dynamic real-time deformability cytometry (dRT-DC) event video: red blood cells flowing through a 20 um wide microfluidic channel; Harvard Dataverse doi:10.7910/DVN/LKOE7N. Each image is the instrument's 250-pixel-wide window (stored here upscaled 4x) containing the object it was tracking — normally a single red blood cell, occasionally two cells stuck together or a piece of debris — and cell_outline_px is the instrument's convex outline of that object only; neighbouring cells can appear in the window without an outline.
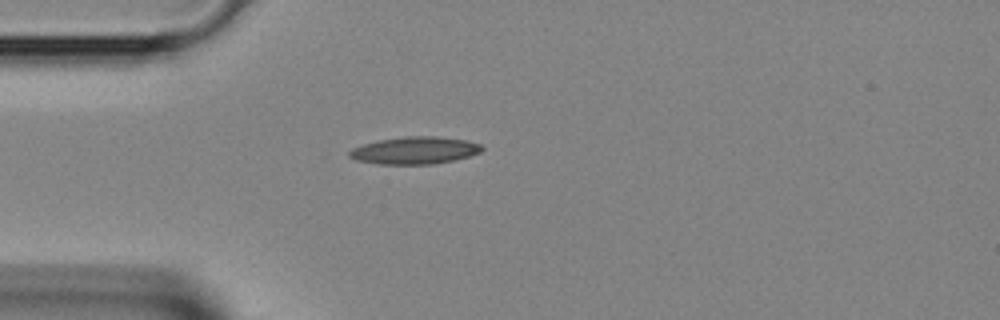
{"species": "Egyptian fruit bat (a non-hibernating species)", "species_latin": "Rousettus aegyptiacus", "temperature_condition": "room temperature", "stored_images_in_passage": 1, "camera_frame_rate_fps": 3000, "um_per_image_px": 0.085, "animal": {"sex": "female"}, "frame": {"image": 1, "passage_image": 1, "time_ms": 0.0, "image_size_px": [1000, 320], "cell_outline_px": [[484, 148], [480, 152], [456, 160], [432, 164], [380, 164], [356, 160], [348, 156], [348, 152], [352, 148], [364, 144], [380, 140], [404, 136], [436, 136], [464, 140], [480, 144]], "centroid_in_image_um": [35.25, 12.79], "position_along_channel_um": 49.8, "area_um2": 20.98}}